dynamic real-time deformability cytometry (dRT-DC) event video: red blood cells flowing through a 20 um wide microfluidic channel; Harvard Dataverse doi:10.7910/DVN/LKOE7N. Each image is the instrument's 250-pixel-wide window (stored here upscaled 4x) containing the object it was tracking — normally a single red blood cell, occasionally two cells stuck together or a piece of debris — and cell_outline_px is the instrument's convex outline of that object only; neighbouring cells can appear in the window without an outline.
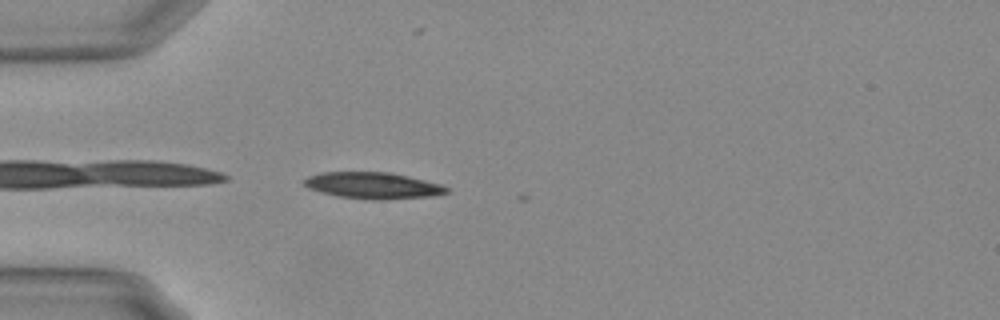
{"species": "Egyptian fruit bat (a non-hibernating species)", "species_latin": "Rousettus aegyptiacus", "temperature_condition": "warm", "stored_images_in_passage": 6, "camera_frame_rate_fps": 3000, "um_per_image_px": 0.085, "animal": {"sex": "female"}, "frame": {"image": 1, "passage_image": 1, "time_ms": 0.0, "image_size_px": [1000, 320], "cell_outline_px": [[448, 192], [428, 196], [380, 200], [372, 200], [340, 196], [320, 192], [308, 188], [300, 180], [308, 176], [320, 172], [392, 172], [440, 184], [448, 188]], "centroid_in_image_um": [31.63, 15.75], "position_along_channel_um": 53.4, "area_um2": 21.85}}
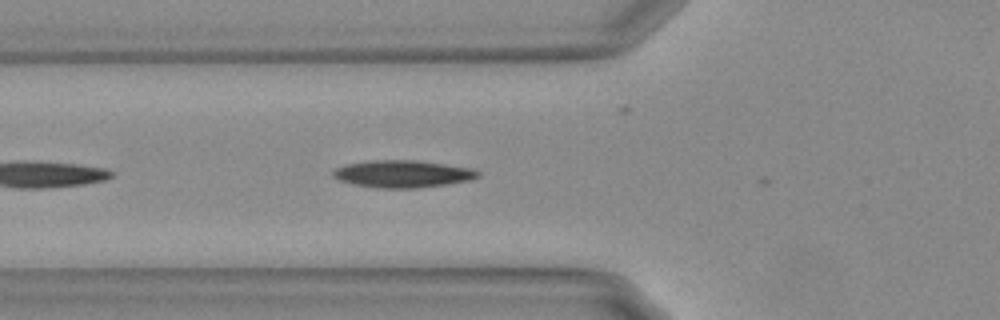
{"frame": {"image": 2, "passage_image": 5, "time_ms": 1.333, "image_size_px": [1000, 320], "cell_outline_px": [[480, 176], [468, 180], [444, 184], [412, 188], [376, 188], [356, 184], [340, 180], [332, 176], [332, 172], [336, 168], [344, 164], [372, 160], [416, 160], [472, 168], [480, 172]], "centroid_in_image_um": [34.2, 14.77], "position_along_channel_um": 91.6, "area_um2": 22.77}}